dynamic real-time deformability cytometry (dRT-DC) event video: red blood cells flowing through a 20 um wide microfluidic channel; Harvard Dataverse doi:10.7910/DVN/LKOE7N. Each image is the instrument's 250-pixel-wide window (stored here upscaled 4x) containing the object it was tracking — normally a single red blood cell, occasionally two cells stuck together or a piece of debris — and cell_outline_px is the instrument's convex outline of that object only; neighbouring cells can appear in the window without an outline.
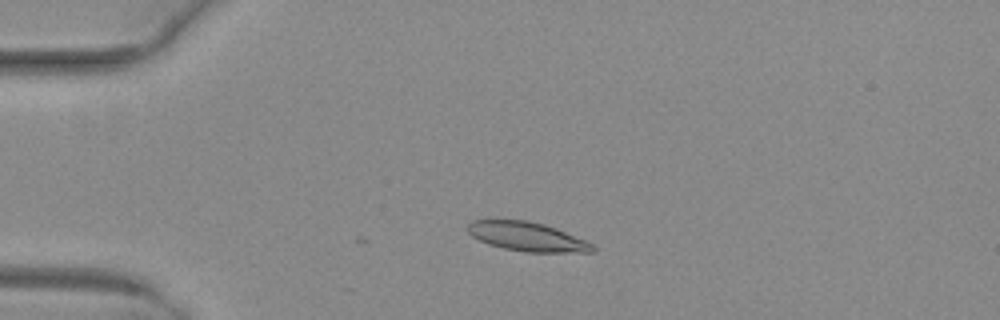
{"species": "common noctule bat (a hibernating species)", "species_latin": "Nyctalus noctula", "temperature_condition": "warm", "stored_images_in_passage": 3, "camera_frame_rate_fps": 3000, "um_per_image_px": 0.085, "animal": {"sex": "female", "body_mass_g": 29.2, "forearm_length_mm": 56.3}, "frame": {"image": 1, "passage_image": 3, "time_ms": 0.667, "image_size_px": [1000, 320], "cell_outline_px": [[596, 252], [524, 252], [504, 248], [488, 244], [472, 236], [468, 232], [468, 224], [472, 220], [528, 220], [544, 224], [556, 228], [588, 240], [596, 248]], "centroid_in_image_um": [44.86, 20.11], "position_along_channel_um": 40.1, "area_um2": 21.27}}